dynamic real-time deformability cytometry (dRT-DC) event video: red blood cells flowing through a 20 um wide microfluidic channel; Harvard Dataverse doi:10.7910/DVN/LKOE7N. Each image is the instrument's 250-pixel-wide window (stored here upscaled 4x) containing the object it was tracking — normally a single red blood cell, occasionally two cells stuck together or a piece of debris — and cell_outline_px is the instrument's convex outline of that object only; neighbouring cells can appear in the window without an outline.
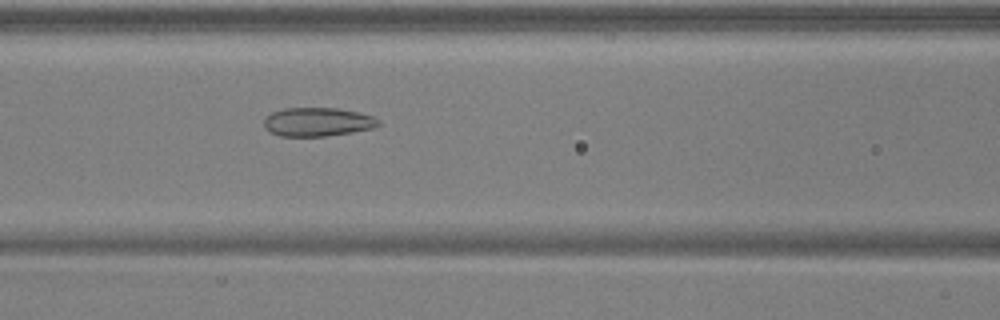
{"species": "common noctule bat (a hibernating species)", "species_latin": "Nyctalus noctula", "temperature_condition": "warm", "stored_images_in_passage": 48, "camera_frame_rate_fps": 3000, "um_per_image_px": 0.085, "animal": {"sex": "male", "body_mass_g": 17.9, "forearm_length_mm": 54.2}, "frame": {"image": 1, "passage_image": 19, "time_ms": 6.0, "image_size_px": [1000, 320], "cell_outline_px": [[380, 124], [372, 128], [352, 132], [324, 136], [280, 136], [264, 128], [264, 120], [272, 112], [284, 108], [340, 108], [372, 116], [380, 120]], "centroid_in_image_um": [26.99, 10.36], "position_along_channel_um": 139.6, "area_um2": 19.02}}
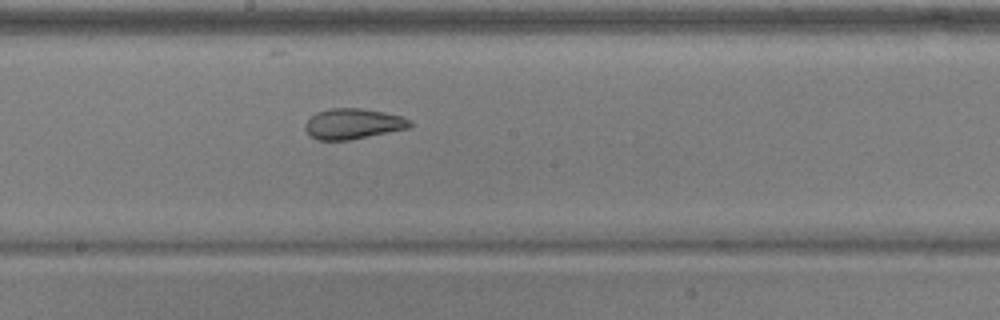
{"frame": {"image": 2, "passage_image": 25, "time_ms": 8.0, "image_size_px": [1000, 320], "cell_outline_px": [[412, 124], [408, 128], [352, 140], [316, 140], [308, 136], [304, 128], [304, 124], [316, 112], [328, 108], [360, 108], [384, 112], [400, 116], [412, 120]], "centroid_in_image_um": [29.97, 10.53], "position_along_channel_um": 218.2, "area_um2": 18.84}}
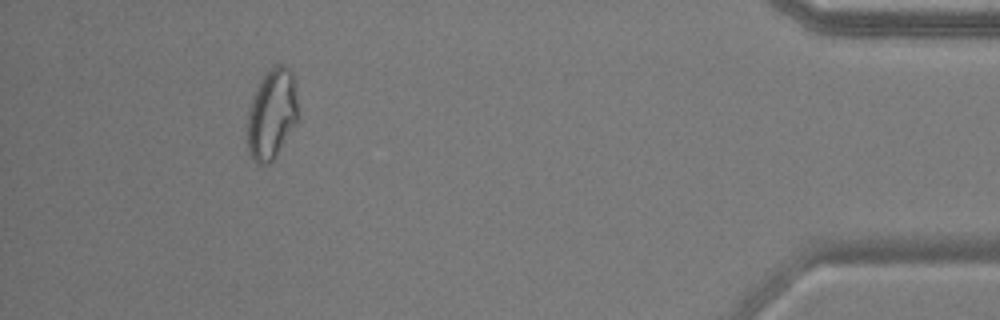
{"frame": {"image": 3, "passage_image": 44, "time_ms": 14.333, "image_size_px": [1000, 320], "cell_outline_px": [[296, 124], [276, 156], [268, 164], [260, 164], [252, 160], [248, 152], [248, 112], [256, 88], [260, 80], [276, 64], [284, 64], [292, 72], [296, 100]], "centroid_in_image_um": [23.08, 9.73], "position_along_channel_um": 412.1, "area_um2": 26.18}, "authors_computed_cell_mechanics": {"area_um2": 22.9755, "velocity_mm_per_s": 3.9312, "shape_relaxation_time_tau1_ms": null, "shape_relaxation_time_tau2_ms": 1.1141, "deformation_change_tau1": null, "deformation_change_tau2": 0.0626}}